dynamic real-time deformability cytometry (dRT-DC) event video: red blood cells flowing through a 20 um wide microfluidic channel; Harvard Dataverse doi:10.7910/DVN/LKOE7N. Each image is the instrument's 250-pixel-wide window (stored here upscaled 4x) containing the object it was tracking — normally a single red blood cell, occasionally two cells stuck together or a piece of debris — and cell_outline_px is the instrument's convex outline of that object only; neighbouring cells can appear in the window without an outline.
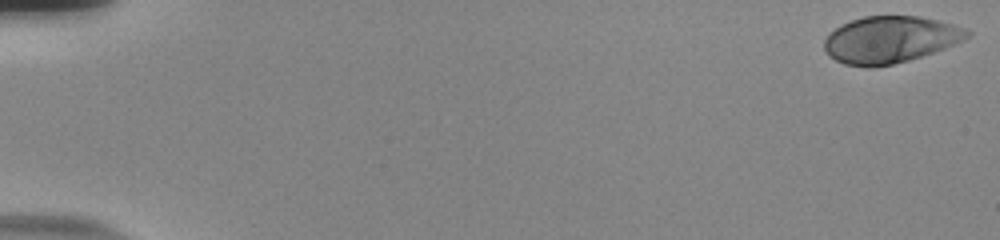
{"species": "human", "species_latin": "Homo sapiens", "temperature_condition": "room temperature", "stored_images_in_passage": 55, "camera_frame_rate_fps": 3000, "um_per_image_px": 0.085, "donor": {"sex": "male"}, "frame": {"image": 1, "passage_image": 1, "time_ms": 0.0, "image_size_px": [1000, 240], "cell_outline_px": [[972, 32], [968, 36], [944, 48], [908, 60], [892, 64], [872, 68], [868, 68], [844, 64], [828, 56], [824, 48], [824, 40], [828, 32], [840, 24], [864, 16], [920, 16], [968, 28]], "centroid_in_image_um": [75.6, 3.36], "position_along_channel_um": 9.4, "area_um2": 38.96}}
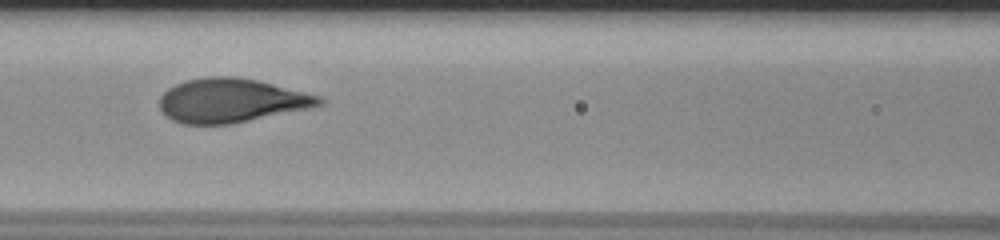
{"frame": {"image": 2, "passage_image": 26, "time_ms": 8.333, "image_size_px": [1000, 240], "cell_outline_px": [[324, 104], [308, 108], [232, 124], [184, 124], [172, 120], [164, 116], [160, 108], [160, 96], [168, 88], [176, 84], [188, 80], [208, 76], [236, 76], [256, 80], [320, 96], [324, 100]], "centroid_in_image_um": [19.62, 8.55], "position_along_channel_um": 147.0, "area_um2": 40.75}}
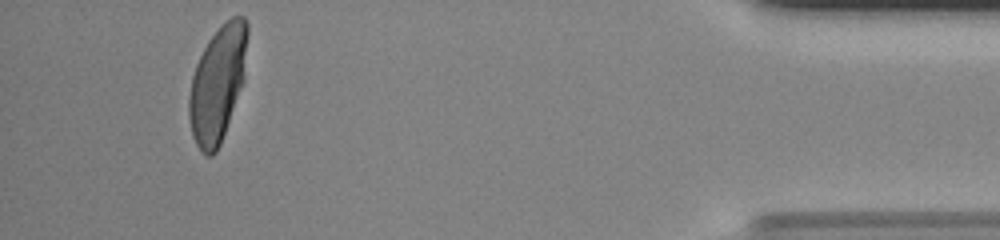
{"frame": {"image": 3, "passage_image": 52, "time_ms": 17.0, "image_size_px": [1000, 240], "cell_outline_px": [[248, 32], [244, 80], [220, 144], [216, 152], [212, 156], [204, 156], [200, 152], [192, 136], [188, 116], [188, 96], [192, 76], [196, 64], [208, 40], [220, 24], [232, 16], [244, 16], [248, 24]], "centroid_in_image_um": [18.49, 7.11], "position_along_channel_um": 416.7, "area_um2": 39.71}, "authors_computed_cell_mechanics": {"area_um2": 39.5352, "velocity_mm_per_s": 3.7706, "shape_relaxation_time_tau1_ms": 3.5387, "shape_relaxation_time_tau2_ms": null, "deformation_change_tau1": 0.2031, "deformation_change_tau2": null}}